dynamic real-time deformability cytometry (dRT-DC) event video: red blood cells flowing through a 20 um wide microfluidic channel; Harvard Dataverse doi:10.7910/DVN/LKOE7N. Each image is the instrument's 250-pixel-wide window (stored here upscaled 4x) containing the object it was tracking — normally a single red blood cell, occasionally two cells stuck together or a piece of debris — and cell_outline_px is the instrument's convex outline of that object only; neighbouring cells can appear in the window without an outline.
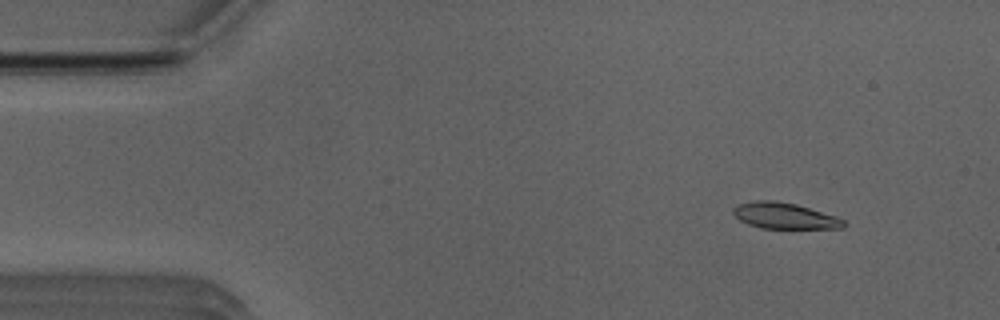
{"species": "Egyptian fruit bat (a non-hibernating species)", "species_latin": "Rousettus aegyptiacus", "temperature_condition": "room temperature", "stored_images_in_passage": 52, "camera_frame_rate_fps": 3000, "um_per_image_px": 0.085, "animal": {"sex": "male"}, "frame": {"image": 1, "passage_image": 6, "time_ms": 1.667, "image_size_px": [1000, 320], "cell_outline_px": [[848, 224], [844, 228], [760, 228], [748, 224], [740, 220], [732, 212], [732, 208], [740, 204], [756, 200], [772, 200], [796, 204], [836, 216], [844, 220]], "centroid_in_image_um": [66.71, 18.34], "position_along_channel_um": 18.3, "area_um2": 16.7}}
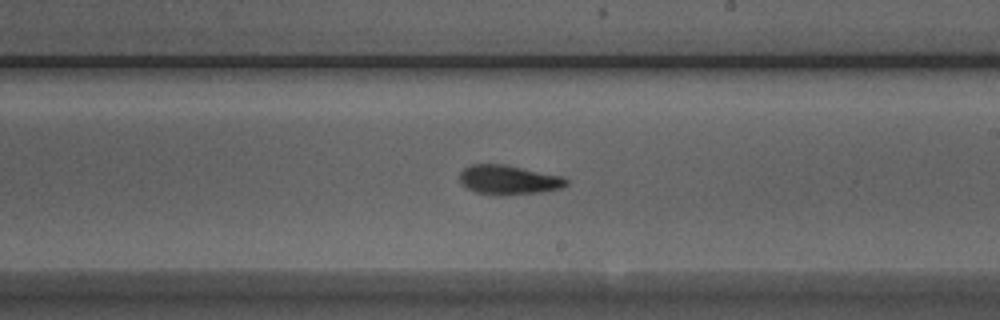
{"frame": {"image": 2, "passage_image": 30, "time_ms": 9.667, "image_size_px": [1000, 320], "cell_outline_px": [[568, 184], [560, 188], [540, 192], [504, 196], [496, 196], [476, 192], [460, 184], [460, 172], [464, 168], [472, 164], [504, 164], [564, 176], [568, 180]], "centroid_in_image_um": [43.23, 15.29], "position_along_channel_um": 245.8, "area_um2": 18.5}}
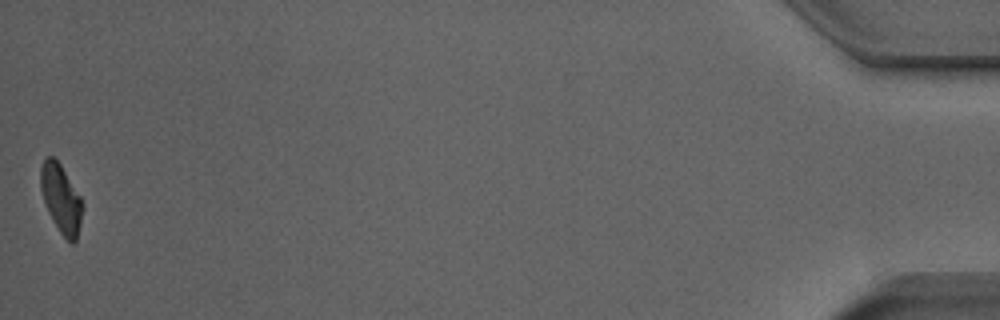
{"frame": {"image": 3, "passage_image": 52, "time_ms": 17.0, "image_size_px": [1000, 320], "cell_outline_px": [[84, 208], [76, 240], [72, 244], [60, 232], [52, 220], [48, 212], [40, 188], [40, 168], [44, 160], [48, 156], [52, 156], [60, 164], [80, 196], [84, 204]], "centroid_in_image_um": [5.19, 16.89], "position_along_channel_um": 430.0, "area_um2": 16.59}, "authors_computed_cell_mechanics": {"area_um2": 17.4556, "velocity_mm_per_s": 3.9386, "shape_relaxation_time_tau1_ms": 5.9801, "shape_relaxation_time_tau2_ms": 3.1377, "deformation_change_tau1": 0.2047, "deformation_change_tau2": 0.0772}}